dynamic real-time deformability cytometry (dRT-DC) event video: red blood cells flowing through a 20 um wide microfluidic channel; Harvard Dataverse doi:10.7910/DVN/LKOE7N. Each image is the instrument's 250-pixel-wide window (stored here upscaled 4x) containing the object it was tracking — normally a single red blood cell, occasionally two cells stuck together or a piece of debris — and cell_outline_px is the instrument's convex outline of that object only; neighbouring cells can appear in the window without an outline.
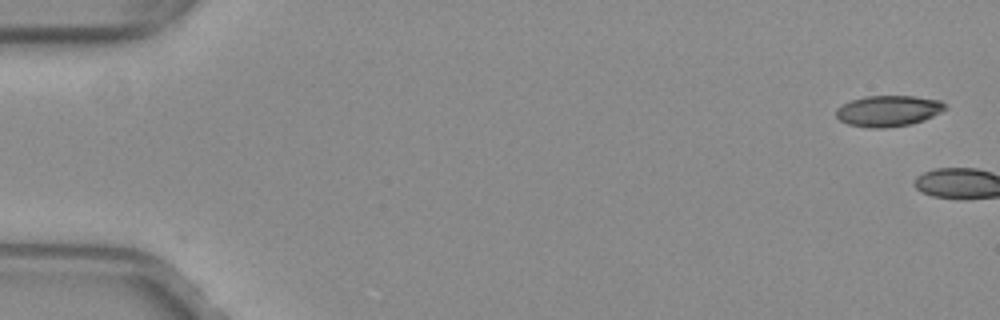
{"species": "common noctule bat (a hibernating species)", "species_latin": "Nyctalus noctula", "temperature_condition": "warm", "stored_images_in_passage": 3, "camera_frame_rate_fps": 3000, "um_per_image_px": 0.085, "animal": {"sex": "female", "body_mass_g": 29.2, "forearm_length_mm": 56.3}, "frame": {"image": 1, "passage_image": 1, "time_ms": 0.0, "image_size_px": [1000, 320], "cell_outline_px": [[944, 108], [940, 112], [924, 120], [912, 124], [884, 128], [872, 128], [848, 124], [840, 120], [836, 116], [836, 108], [840, 104], [864, 96], [912, 96], [940, 100], [944, 104]], "centroid_in_image_um": [75.45, 9.42], "position_along_channel_um": 9.5, "area_um2": 19.59}}